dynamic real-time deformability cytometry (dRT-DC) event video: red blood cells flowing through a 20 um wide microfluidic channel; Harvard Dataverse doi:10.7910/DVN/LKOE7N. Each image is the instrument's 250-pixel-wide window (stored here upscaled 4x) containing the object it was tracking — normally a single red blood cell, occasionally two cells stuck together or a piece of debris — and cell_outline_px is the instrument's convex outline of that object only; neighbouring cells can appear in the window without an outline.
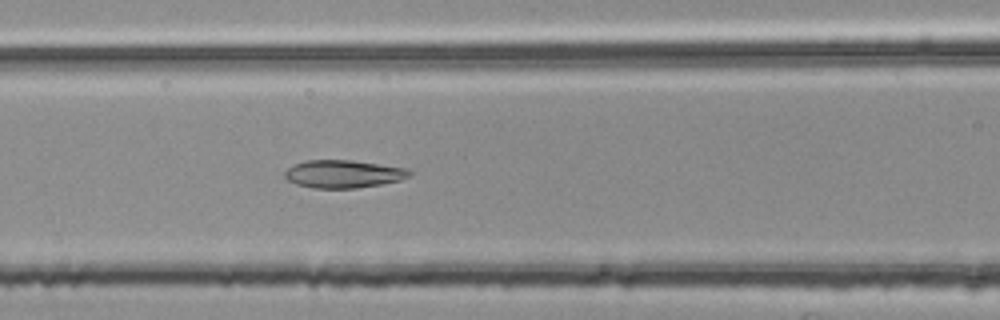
{"species": "common noctule bat (a hibernating species)", "species_latin": "Nyctalus noctula", "temperature_condition": "room temperature", "stored_images_in_passage": 34, "camera_frame_rate_fps": 3000, "um_per_image_px": 0.085, "animal": {"sex": "female", "body_mass_g": 25.1}, "frame": {"image": 1, "passage_image": 12, "time_ms": 3.667, "image_size_px": [1000, 320], "cell_outline_px": [[412, 172], [408, 176], [400, 180], [380, 184], [356, 188], [312, 188], [296, 184], [288, 180], [284, 176], [284, 172], [292, 164], [304, 160], [352, 160], [408, 168]], "centroid_in_image_um": [29.15, 14.78], "position_along_channel_um": 137.5, "area_um2": 20.29}}
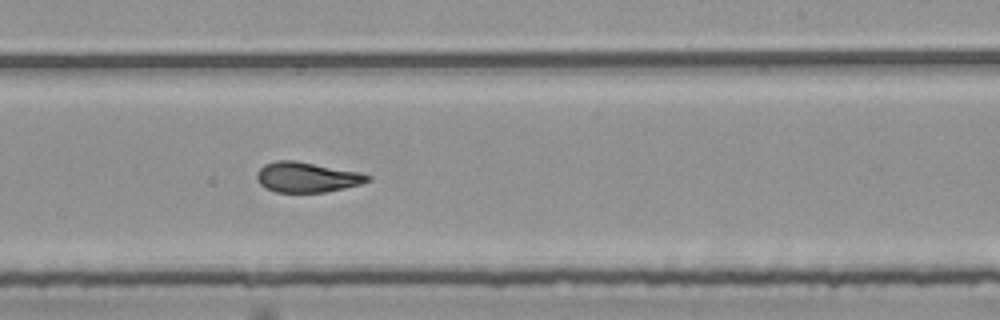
{"frame": {"image": 2, "passage_image": 22, "time_ms": 7.0, "image_size_px": [1000, 320], "cell_outline_px": [[372, 180], [360, 184], [344, 188], [324, 192], [276, 192], [260, 184], [256, 180], [256, 172], [264, 164], [276, 160], [296, 160], [360, 172], [372, 176]], "centroid_in_image_um": [26.09, 15.05], "position_along_channel_um": 262.9, "area_um2": 19.59}}
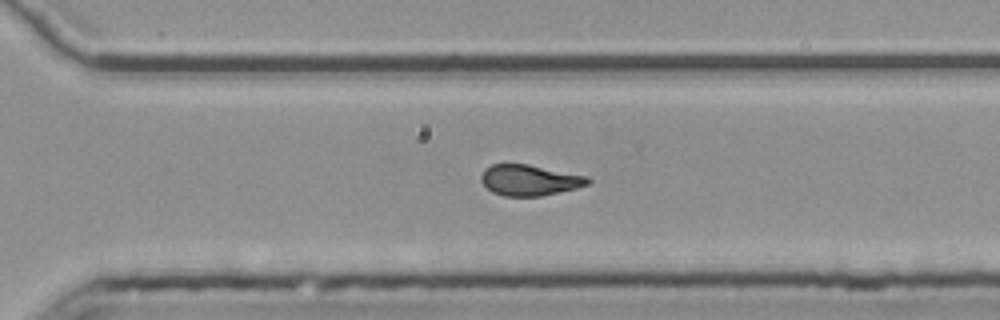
{"frame": {"image": 3, "passage_image": 27, "time_ms": 8.667, "image_size_px": [1000, 320], "cell_outline_px": [[592, 180], [588, 184], [576, 188], [560, 192], [540, 196], [504, 196], [492, 192], [480, 180], [480, 176], [484, 168], [492, 164], [528, 164], [588, 176]], "centroid_in_image_um": [45.01, 15.31], "position_along_channel_um": 325.6, "area_um2": 19.25}, "authors_computed_cell_mechanics": {"area_um2": 19.8543, "velocity_mm_per_s": 3.7815, "shape_relaxation_time_tau1_ms": null, "shape_relaxation_time_tau2_ms": 1.3597, "deformation_change_tau1": null, "deformation_change_tau2": 0.0821}}